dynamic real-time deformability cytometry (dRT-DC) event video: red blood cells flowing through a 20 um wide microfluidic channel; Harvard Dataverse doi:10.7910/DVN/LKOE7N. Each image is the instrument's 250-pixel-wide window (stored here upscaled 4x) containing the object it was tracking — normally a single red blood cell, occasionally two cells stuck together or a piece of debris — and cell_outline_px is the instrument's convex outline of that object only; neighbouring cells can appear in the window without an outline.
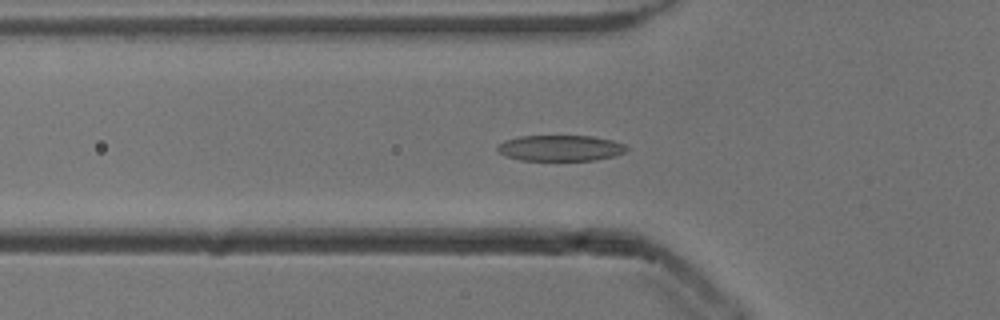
{"species": "common noctule bat (a hibernating species)", "species_latin": "Nyctalus noctula", "temperature_condition": "cold", "stored_images_in_passage": 16, "camera_frame_rate_fps": 3000, "um_per_image_px": 0.085, "animal": {"sex": "male", "body_mass_g": 13.3}, "frame": {"image": 1, "passage_image": 2, "time_ms": 0.333, "image_size_px": [1000, 320], "cell_outline_px": [[628, 148], [624, 152], [612, 156], [596, 160], [520, 160], [508, 156], [500, 152], [496, 148], [496, 144], [504, 140], [520, 136], [592, 136], [612, 140], [624, 144]], "centroid_in_image_um": [47.61, 12.58], "position_along_channel_um": 78.2, "area_um2": 19.36}}
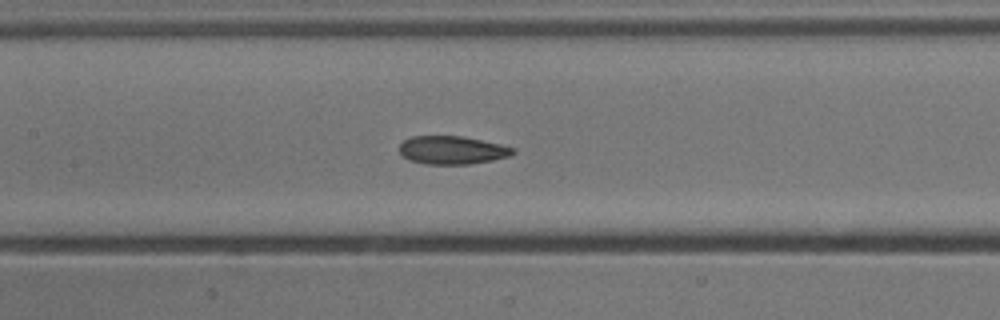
{"frame": {"image": 2, "passage_image": 9, "time_ms": 2.667, "image_size_px": [1000, 320], "cell_outline_px": [[516, 152], [508, 156], [492, 160], [468, 164], [424, 164], [408, 160], [400, 152], [400, 144], [404, 140], [412, 136], [464, 136], [500, 144], [516, 148]], "centroid_in_image_um": [38.44, 12.75], "position_along_channel_um": 169.0, "area_um2": 18.67}}
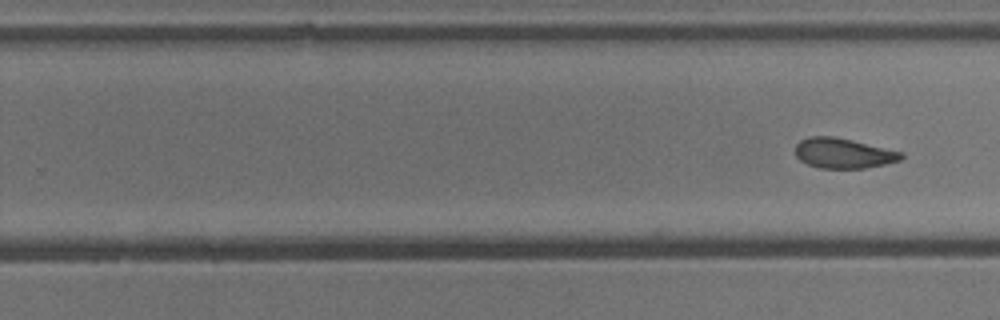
{"frame": {"image": 3, "passage_image": 16, "time_ms": 5.0, "image_size_px": [1000, 320], "cell_outline_px": [[904, 156], [900, 160], [884, 164], [864, 168], [820, 168], [808, 164], [800, 160], [796, 156], [796, 144], [800, 140], [808, 136], [832, 136], [852, 140], [904, 152]], "centroid_in_image_um": [71.68, 13.01], "position_along_channel_um": 258.1, "area_um2": 18.55}}